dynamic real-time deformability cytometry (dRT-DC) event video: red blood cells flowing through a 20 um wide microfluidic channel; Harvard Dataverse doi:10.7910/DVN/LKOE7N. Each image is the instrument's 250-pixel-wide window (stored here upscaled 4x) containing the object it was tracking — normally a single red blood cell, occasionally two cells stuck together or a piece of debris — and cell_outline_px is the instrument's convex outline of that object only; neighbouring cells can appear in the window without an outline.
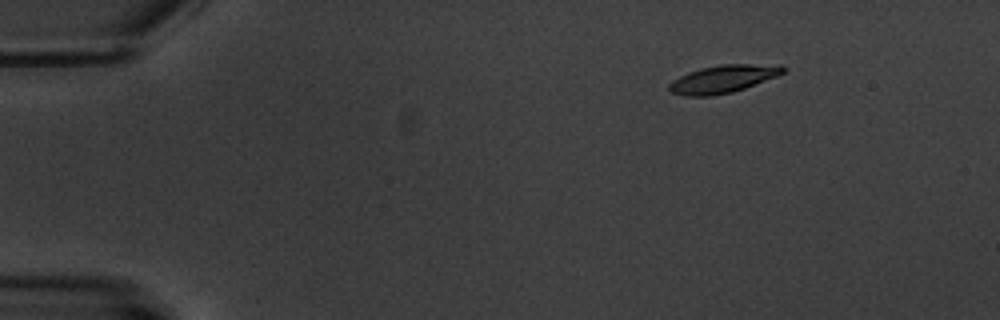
{"species": "common noctule bat (a hibernating species)", "species_latin": "Nyctalus noctula", "temperature_condition": "warm", "stored_images_in_passage": 6, "camera_frame_rate_fps": 3000, "um_per_image_px": 0.085, "animal": {"sex": "male", "body_mass_g": 20.1, "forearm_length_mm": 53.5}, "frame": {"image": 1, "passage_image": 3, "time_ms": 2.333, "image_size_px": [1000, 320], "cell_outline_px": [[788, 68], [784, 72], [776, 76], [744, 88], [732, 92], [708, 96], [684, 96], [672, 92], [668, 88], [668, 84], [672, 80], [688, 72], [700, 68], [720, 64], [780, 64]], "centroid_in_image_um": [61.46, 6.69], "position_along_channel_um": 23.5, "area_um2": 18.44}}
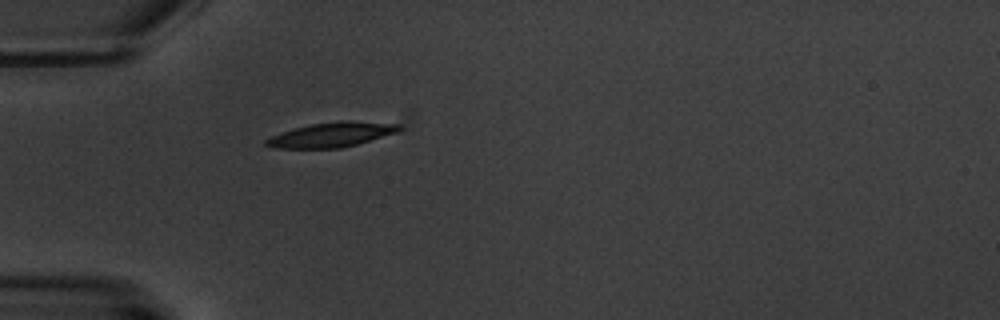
{"frame": {"image": 2, "passage_image": 6, "time_ms": 5.667, "image_size_px": [1000, 320], "cell_outline_px": [[400, 128], [396, 132], [356, 144], [340, 148], [276, 148], [264, 144], [264, 140], [272, 136], [296, 128], [312, 124], [336, 120], [348, 120], [400, 124]], "centroid_in_image_um": [28.17, 11.44], "position_along_channel_um": 56.8, "area_um2": 18.79}}